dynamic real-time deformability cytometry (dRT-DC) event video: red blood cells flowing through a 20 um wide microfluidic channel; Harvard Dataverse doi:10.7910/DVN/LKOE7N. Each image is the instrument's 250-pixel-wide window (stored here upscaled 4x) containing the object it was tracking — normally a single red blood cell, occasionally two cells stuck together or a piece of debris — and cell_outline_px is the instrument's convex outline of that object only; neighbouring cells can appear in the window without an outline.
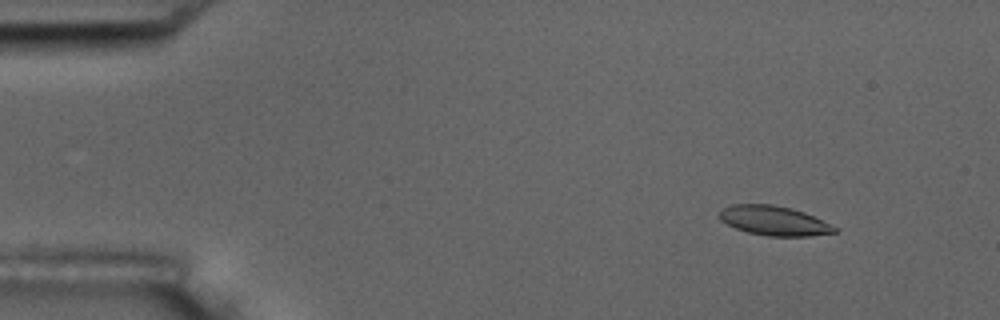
{"species": "common noctule bat (a hibernating species)", "species_latin": "Nyctalus noctula", "temperature_condition": "room temperature", "stored_images_in_passage": 6, "camera_frame_rate_fps": 3000, "um_per_image_px": 0.085, "animal": {"sex": "male", "body_mass_g": 17.5, "forearm_length_mm": 52.3}, "frame": {"image": 1, "passage_image": 2, "time_ms": 1.0, "image_size_px": [1000, 320], "cell_outline_px": [[836, 232], [812, 236], [768, 236], [748, 232], [736, 228], [720, 220], [720, 212], [724, 208], [732, 204], [772, 204], [792, 208], [804, 212], [836, 228]], "centroid_in_image_um": [65.77, 18.75], "position_along_channel_um": 19.2, "area_um2": 19.48}}
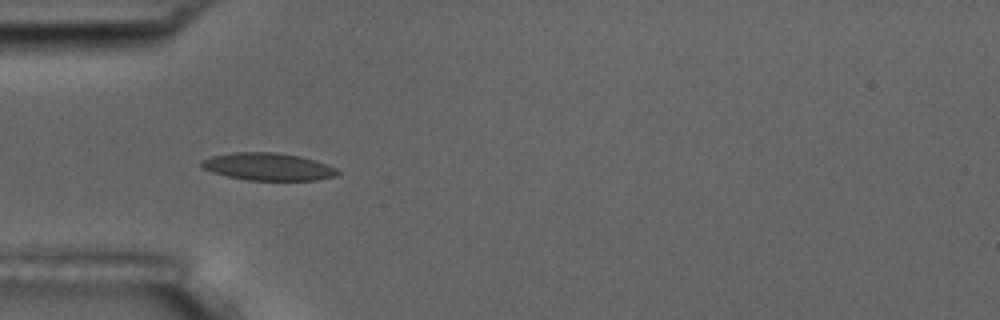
{"frame": {"image": 2, "passage_image": 5, "time_ms": 4.667, "image_size_px": [1000, 320], "cell_outline_px": [[340, 172], [336, 176], [316, 180], [248, 180], [228, 176], [212, 172], [200, 168], [200, 160], [212, 156], [232, 152], [276, 152], [300, 156], [316, 160], [328, 164], [336, 168]], "centroid_in_image_um": [22.78, 14.16], "position_along_channel_um": 62.2, "area_um2": 21.96}}